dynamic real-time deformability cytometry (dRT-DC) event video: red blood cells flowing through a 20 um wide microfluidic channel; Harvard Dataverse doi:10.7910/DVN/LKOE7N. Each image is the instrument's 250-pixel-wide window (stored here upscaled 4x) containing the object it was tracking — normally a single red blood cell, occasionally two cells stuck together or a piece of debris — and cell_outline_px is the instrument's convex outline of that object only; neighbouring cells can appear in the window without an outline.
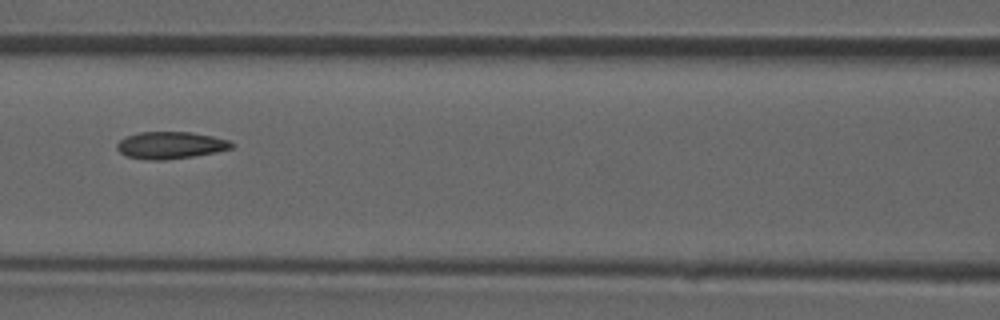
{"species": "common noctule bat (a hibernating species)", "species_latin": "Nyctalus noctula", "temperature_condition": "room temperature", "stored_images_in_passage": 45, "camera_frame_rate_fps": 3000, "um_per_image_px": 0.085, "animal": {"sex": "male", "forearm_length_mm": 52.5}, "frame": {"image": 1, "passage_image": 20, "time_ms": 6.333, "image_size_px": [1000, 320], "cell_outline_px": [[236, 144], [232, 148], [216, 152], [192, 156], [164, 160], [152, 160], [128, 156], [120, 152], [116, 148], [116, 144], [120, 140], [128, 136], [140, 132], [192, 132], [212, 136], [228, 140]], "centroid_in_image_um": [14.52, 12.34], "position_along_channel_um": 152.1, "area_um2": 17.92}}